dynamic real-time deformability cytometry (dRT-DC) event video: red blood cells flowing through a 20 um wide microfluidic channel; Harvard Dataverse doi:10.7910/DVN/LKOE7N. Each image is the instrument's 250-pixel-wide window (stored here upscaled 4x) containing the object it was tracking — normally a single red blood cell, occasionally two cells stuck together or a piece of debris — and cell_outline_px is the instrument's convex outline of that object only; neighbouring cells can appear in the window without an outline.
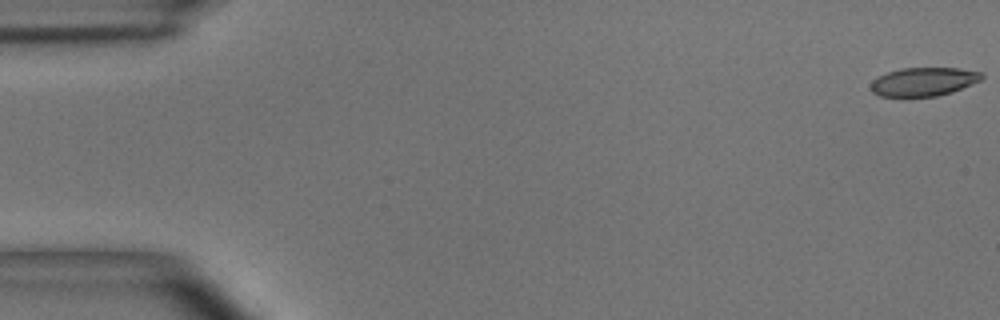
{"species": "common noctule bat (a hibernating species)", "species_latin": "Nyctalus noctula", "temperature_condition": "room temperature", "stored_images_in_passage": 16, "camera_frame_rate_fps": 3000, "um_per_image_px": 0.085, "animal": {"sex": "male", "body_mass_g": 15.6}, "frame": {"image": 1, "passage_image": 1, "time_ms": 0.0, "image_size_px": [1000, 320], "cell_outline_px": [[984, 76], [980, 80], [952, 92], [936, 96], [880, 96], [872, 92], [872, 80], [888, 72], [900, 68], [960, 68], [984, 72]], "centroid_in_image_um": [78.54, 6.93], "position_along_channel_um": 6.5, "area_um2": 18.32}}
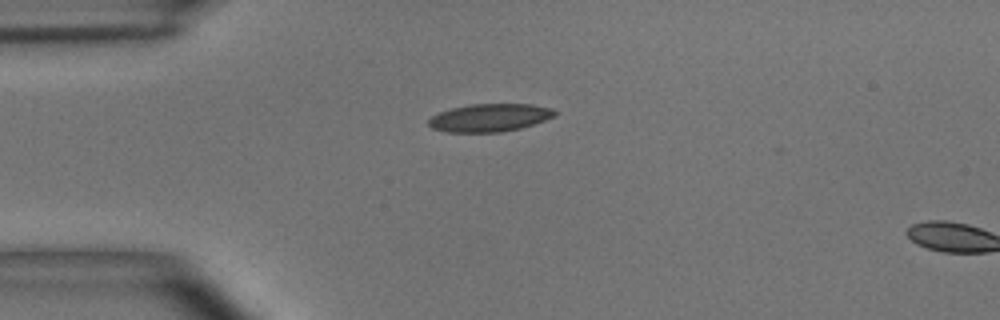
{"frame": {"image": 2, "passage_image": 14, "time_ms": 4.333, "image_size_px": [1000, 320], "cell_outline_px": [[556, 116], [520, 128], [500, 132], [444, 132], [432, 128], [428, 124], [428, 120], [432, 116], [440, 112], [452, 108], [472, 104], [532, 104], [552, 108], [556, 112]], "centroid_in_image_um": [41.61, 10.0], "position_along_channel_um": 43.4, "area_um2": 20.4}}